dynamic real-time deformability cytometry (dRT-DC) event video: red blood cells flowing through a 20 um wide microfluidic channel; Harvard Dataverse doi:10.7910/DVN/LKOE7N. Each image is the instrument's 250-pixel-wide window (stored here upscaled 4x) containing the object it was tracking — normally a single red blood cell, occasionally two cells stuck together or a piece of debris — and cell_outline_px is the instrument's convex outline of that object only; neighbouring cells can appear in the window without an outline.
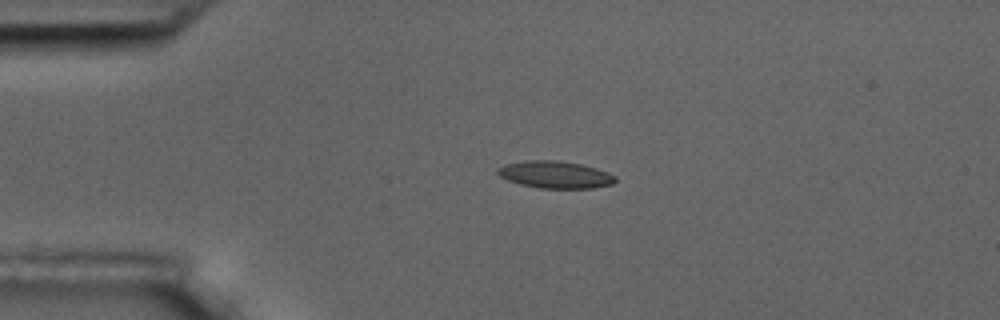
{"species": "common noctule bat (a hibernating species)", "species_latin": "Nyctalus noctula", "temperature_condition": "room temperature", "stored_images_in_passage": 44, "camera_frame_rate_fps": 3000, "um_per_image_px": 0.085, "animal": {"sex": "male", "body_mass_g": 17.5, "forearm_length_mm": 52.3}, "frame": {"image": 1, "passage_image": 1, "time_ms": 0.0, "image_size_px": [1000, 320], "cell_outline_px": [[616, 180], [612, 184], [592, 188], [540, 188], [520, 184], [508, 180], [500, 176], [496, 172], [496, 168], [504, 164], [524, 160], [556, 160], [580, 164], [596, 168], [608, 172], [616, 176]], "centroid_in_image_um": [47.16, 14.84], "position_along_channel_um": 37.8, "area_um2": 18.67}}
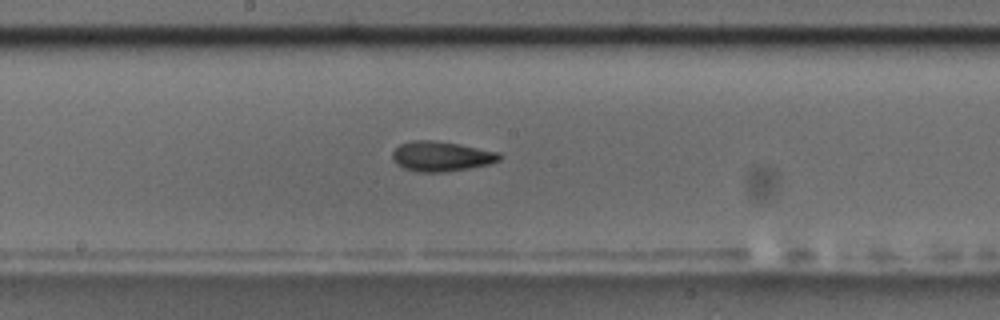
{"frame": {"image": 2, "passage_image": 18, "time_ms": 5.667, "image_size_px": [1000, 320], "cell_outline_px": [[504, 156], [500, 160], [488, 164], [468, 168], [444, 172], [416, 172], [404, 168], [396, 164], [392, 160], [392, 152], [400, 144], [412, 140], [432, 140], [460, 144], [500, 152]], "centroid_in_image_um": [37.51, 13.28], "position_along_channel_um": 210.7, "area_um2": 18.84}}
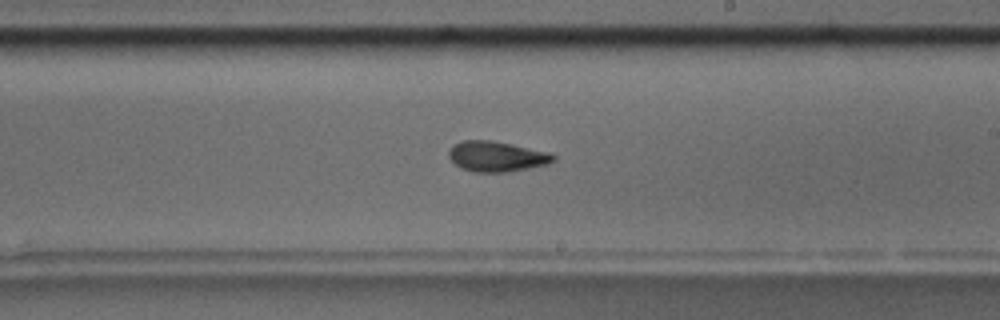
{"frame": {"image": 3, "passage_image": 21, "time_ms": 6.667, "image_size_px": [1000, 320], "cell_outline_px": [[556, 160], [548, 164], [508, 172], [472, 172], [460, 168], [448, 156], [448, 152], [460, 140], [492, 140], [512, 144], [548, 152], [556, 156]], "centroid_in_image_um": [42.22, 13.3], "position_along_channel_um": 246.8, "area_um2": 18.5}, "authors_computed_cell_mechanics": {"area_um2": 18.1781, "velocity_mm_per_s": 3.6278, "shape_relaxation_time_tau1_ms": 5.7177, "shape_relaxation_time_tau2_ms": 2.9054, "deformation_change_tau1": 0.1711, "deformation_change_tau2": 0.0935}}